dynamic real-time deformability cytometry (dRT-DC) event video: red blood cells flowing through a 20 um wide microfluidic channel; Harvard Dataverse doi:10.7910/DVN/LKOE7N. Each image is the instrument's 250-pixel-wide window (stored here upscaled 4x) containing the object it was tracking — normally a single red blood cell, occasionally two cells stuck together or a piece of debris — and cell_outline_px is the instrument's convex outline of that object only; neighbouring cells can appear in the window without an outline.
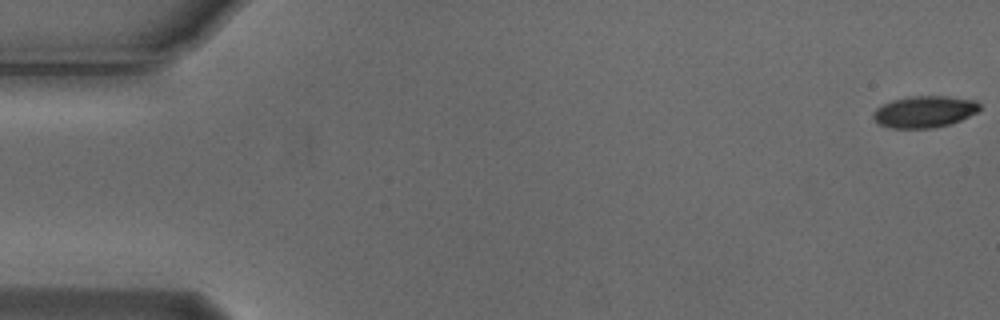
{"species": "Egyptian fruit bat (a non-hibernating species)", "species_latin": "Rousettus aegyptiacus", "temperature_condition": "cold", "stored_images_in_passage": 8, "camera_frame_rate_fps": 3000, "um_per_image_px": 0.085, "animal": {"sex": "male"}, "frame": {"image": 1, "passage_image": 1, "time_ms": 0.0, "image_size_px": [1000, 320], "cell_outline_px": [[980, 108], [976, 112], [960, 120], [948, 124], [932, 128], [892, 128], [880, 124], [872, 116], [872, 112], [876, 108], [892, 100], [908, 96], [948, 96], [976, 100], [980, 104]], "centroid_in_image_um": [78.57, 9.48], "position_along_channel_um": 6.4, "area_um2": 19.54}}
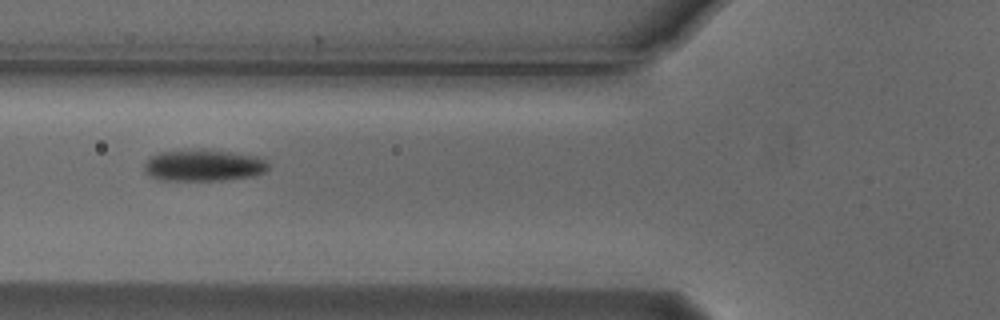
{"frame": {"image": 2, "passage_image": 6, "time_ms": 1.667, "image_size_px": [1000, 320], "cell_outline_px": [[272, 164], [264, 172], [252, 176], [224, 180], [160, 180], [144, 172], [144, 164], [148, 156], [160, 152], [232, 152], [256, 156]], "centroid_in_image_um": [17.3, 14.1], "position_along_channel_um": 108.5, "area_um2": 22.14}}
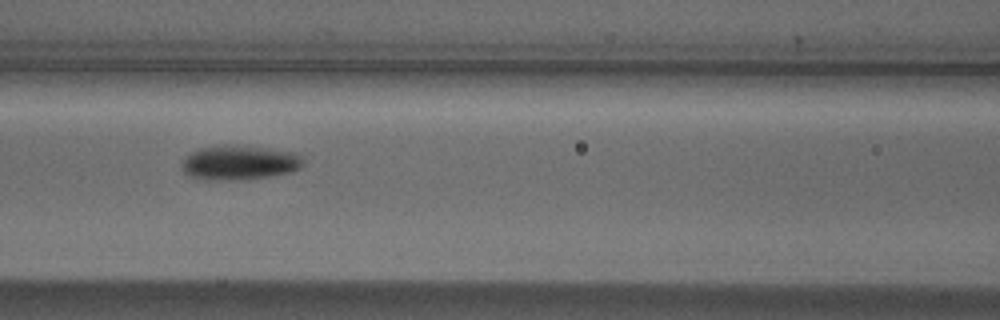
{"frame": {"image": 3, "passage_image": 7, "time_ms": 2.0, "image_size_px": [1000, 320], "cell_outline_px": [[304, 164], [300, 168], [292, 172], [268, 176], [236, 180], [208, 180], [188, 176], [180, 168], [180, 164], [192, 152], [200, 148], [224, 144], [228, 144], [268, 148], [296, 152], [304, 160]], "centroid_in_image_um": [20.35, 13.82], "position_along_channel_um": 146.3, "area_um2": 24.62}}